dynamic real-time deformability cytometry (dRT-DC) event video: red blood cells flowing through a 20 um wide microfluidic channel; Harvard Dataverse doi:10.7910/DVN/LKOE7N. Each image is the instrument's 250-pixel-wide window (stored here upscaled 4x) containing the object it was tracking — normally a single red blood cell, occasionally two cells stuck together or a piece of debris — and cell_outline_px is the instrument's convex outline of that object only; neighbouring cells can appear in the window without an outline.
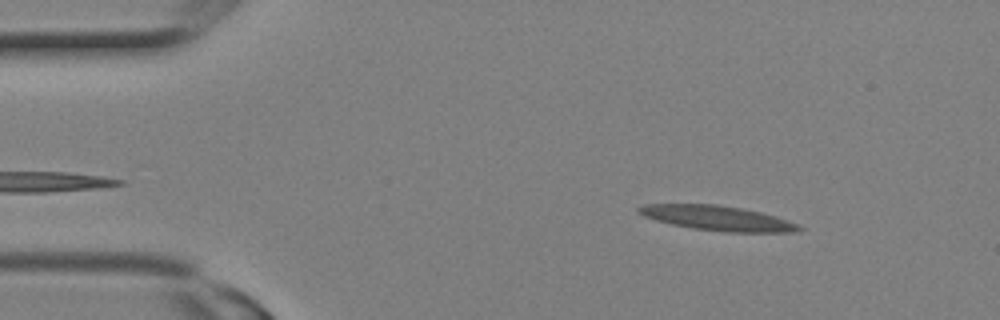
{"species": "Egyptian fruit bat (a non-hibernating species)", "species_latin": "Rousettus aegyptiacus", "temperature_condition": "room temperature", "stored_images_in_passage": 7, "camera_frame_rate_fps": 3000, "um_per_image_px": 0.085, "animal": {"sex": "female"}, "frame": {"image": 1, "passage_image": 3, "time_ms": 0.667, "image_size_px": [1000, 320], "cell_outline_px": [[804, 228], [800, 232], [724, 232], [692, 228], [672, 224], [656, 220], [644, 216], [636, 212], [636, 208], [644, 204], [716, 204], [740, 208], [760, 212], [776, 216], [796, 224]], "centroid_in_image_um": [60.97, 18.54], "position_along_channel_um": 24.0, "area_um2": 23.12}}
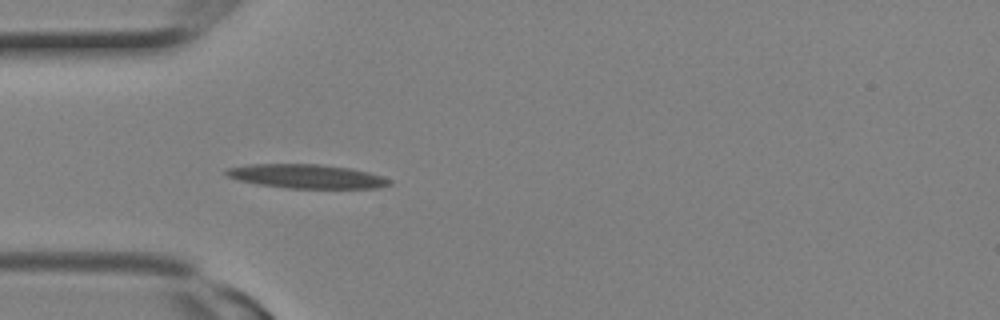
{"frame": {"image": 2, "passage_image": 7, "time_ms": 2.0, "image_size_px": [1000, 320], "cell_outline_px": [[392, 184], [380, 188], [288, 188], [256, 184], [236, 180], [228, 176], [224, 172], [224, 168], [248, 164], [320, 164], [348, 168], [368, 172], [384, 176], [392, 180]], "centroid_in_image_um": [26.04, 14.99], "position_along_channel_um": 59.0, "area_um2": 23.06}}